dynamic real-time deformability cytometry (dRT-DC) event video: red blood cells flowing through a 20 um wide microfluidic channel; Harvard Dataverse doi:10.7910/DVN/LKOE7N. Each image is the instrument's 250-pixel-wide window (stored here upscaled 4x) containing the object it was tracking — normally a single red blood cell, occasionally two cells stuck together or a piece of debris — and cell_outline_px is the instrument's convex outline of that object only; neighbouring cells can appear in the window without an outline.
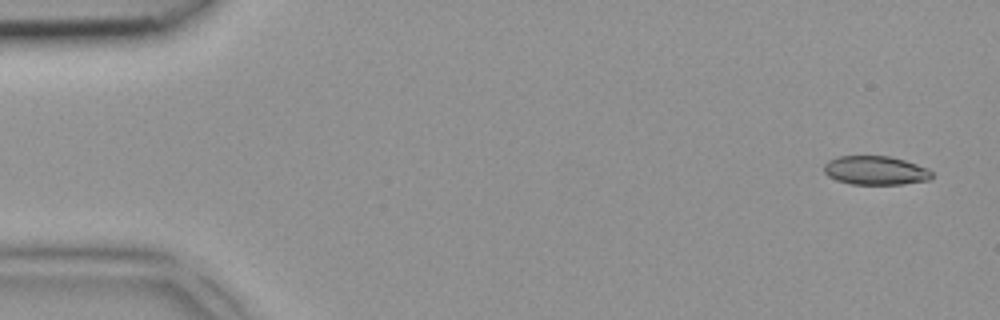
{"species": "common noctule bat (a hibernating species)", "species_latin": "Nyctalus noctula", "temperature_condition": "room temperature", "stored_images_in_passage": 5, "camera_frame_rate_fps": 3000, "um_per_image_px": 0.085, "animal": {"sex": "female", "body_mass_g": 18.4}, "frame": {"image": 1, "passage_image": 1, "time_ms": 0.0, "image_size_px": [1000, 320], "cell_outline_px": [[932, 176], [928, 180], [904, 184], [852, 184], [836, 180], [828, 176], [824, 172], [824, 164], [828, 160], [836, 156], [888, 156], [904, 160], [928, 168], [932, 172]], "centroid_in_image_um": [74.39, 14.48], "position_along_channel_um": 10.6, "area_um2": 18.15}}
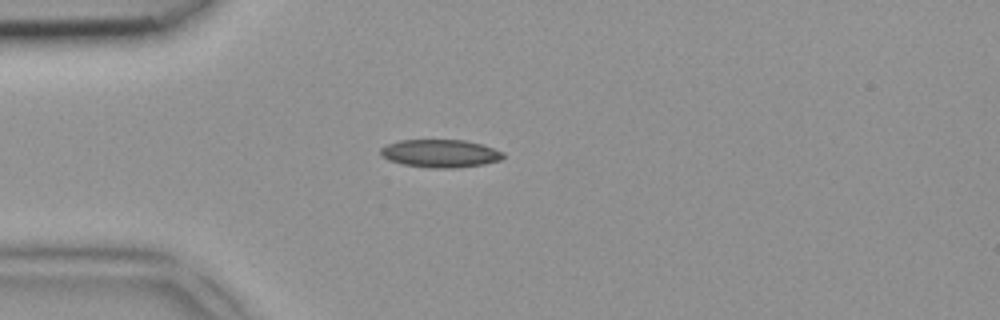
{"frame": {"image": 2, "passage_image": 4, "time_ms": 1.0, "image_size_px": [1000, 320], "cell_outline_px": [[504, 156], [500, 160], [484, 164], [452, 168], [428, 168], [404, 164], [388, 160], [380, 156], [380, 148], [388, 144], [400, 140], [464, 140], [480, 144], [504, 152]], "centroid_in_image_um": [37.39, 13.04], "position_along_channel_um": 47.6, "area_um2": 19.88}}